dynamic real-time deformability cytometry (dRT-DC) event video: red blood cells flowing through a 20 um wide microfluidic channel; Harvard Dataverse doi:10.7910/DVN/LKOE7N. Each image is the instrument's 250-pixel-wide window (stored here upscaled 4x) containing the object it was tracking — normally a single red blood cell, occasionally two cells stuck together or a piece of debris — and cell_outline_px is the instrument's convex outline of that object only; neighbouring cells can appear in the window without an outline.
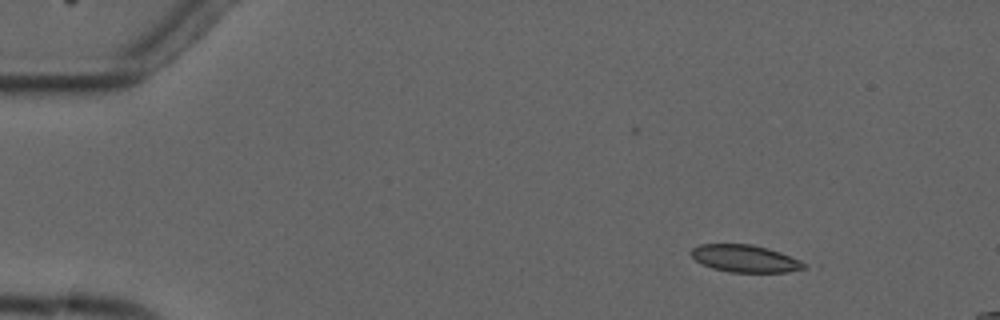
{"species": "common noctule bat (a hibernating species)", "species_latin": "Nyctalus noctula", "temperature_condition": "cold", "stored_images_in_passage": 6, "camera_frame_rate_fps": 3000, "um_per_image_px": 0.085, "animal": {"sex": "male", "forearm_length_mm": 52.5}, "frame": {"image": 1, "passage_image": 3, "time_ms": 2.333, "image_size_px": [1000, 320], "cell_outline_px": [[808, 268], [788, 272], [728, 272], [712, 268], [696, 260], [688, 252], [692, 248], [700, 244], [752, 244], [768, 248], [780, 252], [800, 260], [808, 264]], "centroid_in_image_um": [63.35, 21.98], "position_along_channel_um": 21.6, "area_um2": 18.09}}